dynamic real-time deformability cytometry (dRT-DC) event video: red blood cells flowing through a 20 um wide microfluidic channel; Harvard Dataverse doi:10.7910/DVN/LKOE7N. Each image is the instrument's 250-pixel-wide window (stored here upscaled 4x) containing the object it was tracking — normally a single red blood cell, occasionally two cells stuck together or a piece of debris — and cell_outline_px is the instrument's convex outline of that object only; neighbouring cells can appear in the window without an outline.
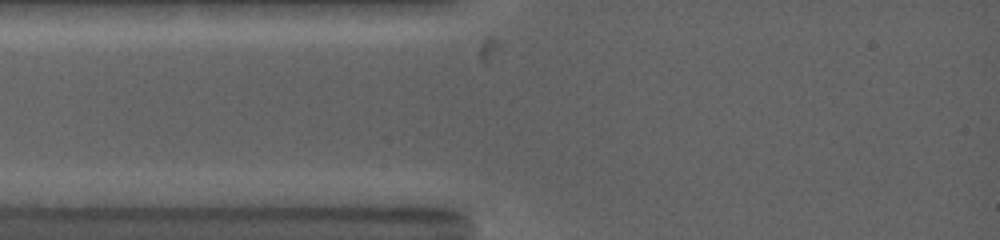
{"species": "common noctule bat (a hibernating species)", "species_latin": "Nyctalus noctula", "temperature_condition": "warm", "stored_images_in_passage": 3, "camera_frame_rate_fps": 5000, "um_per_image_px": 0.085, "animal": {"sex": "female", "body_mass_g": 19.0, "forearm_length_mm": 53.3}, "frame": {"image": 1, "passage_image": 1, "time_ms": 0.0, "image_size_px": [1000, 240], "cell_outline_px": [[432, 168], [308, 168], [296, 164], [288, 160], [332, 156], [412, 156], [424, 160], [432, 164]], "centroid_in_image_um": [30.89, 13.79], "position_along_channel_um": 54.1, "area_um2": 10.81}}